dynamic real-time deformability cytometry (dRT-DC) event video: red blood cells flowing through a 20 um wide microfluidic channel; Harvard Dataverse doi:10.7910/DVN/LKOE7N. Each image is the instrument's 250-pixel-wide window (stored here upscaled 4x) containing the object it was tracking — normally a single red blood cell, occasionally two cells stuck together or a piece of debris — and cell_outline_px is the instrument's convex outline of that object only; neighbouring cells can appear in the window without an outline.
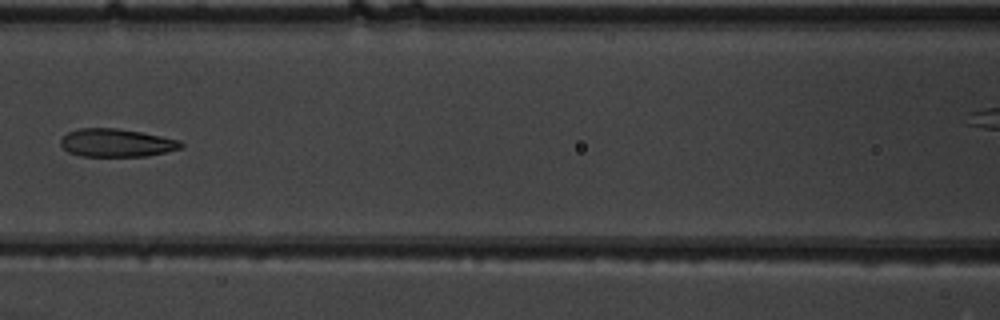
{"species": "common noctule bat (a hibernating species)", "species_latin": "Nyctalus noctula", "temperature_condition": "warm", "stored_images_in_passage": 8, "camera_frame_rate_fps": 3000, "um_per_image_px": 0.085, "animal": {"sex": "male", "body_mass_g": 19.5, "forearm_length_mm": 54.6}, "frame": {"image": 1, "passage_image": 7, "time_ms": 2.0, "image_size_px": [1000, 320], "cell_outline_px": [[184, 148], [148, 156], [80, 156], [68, 152], [60, 144], [60, 140], [68, 132], [80, 128], [116, 128], [140, 132], [180, 140], [184, 144]], "centroid_in_image_um": [9.92, 12.15], "position_along_channel_um": 156.7, "area_um2": 19.71}}